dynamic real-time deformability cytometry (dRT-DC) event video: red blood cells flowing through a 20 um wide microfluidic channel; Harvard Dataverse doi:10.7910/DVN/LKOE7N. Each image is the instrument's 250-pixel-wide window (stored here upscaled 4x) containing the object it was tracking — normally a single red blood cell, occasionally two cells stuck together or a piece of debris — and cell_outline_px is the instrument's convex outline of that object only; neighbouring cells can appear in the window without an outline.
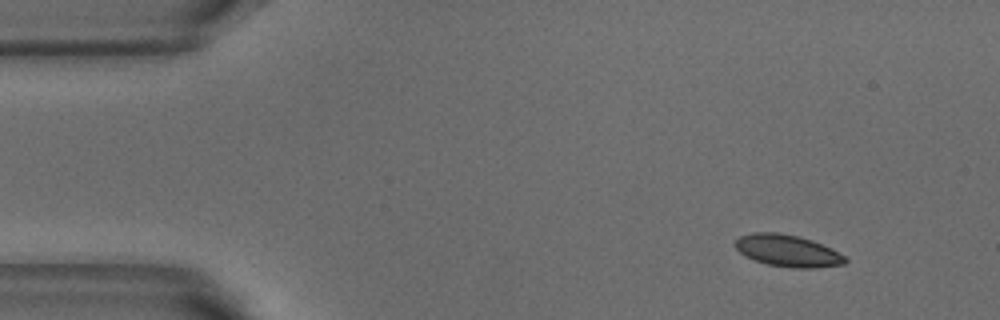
{"species": "common noctule bat (a hibernating species)", "species_latin": "Nyctalus noctula", "temperature_condition": "warm", "stored_images_in_passage": 4, "camera_frame_rate_fps": 3000, "um_per_image_px": 0.085, "animal": {"sex": "male", "body_mass_g": 18.8}, "frame": {"image": 1, "passage_image": 1, "time_ms": 0.0, "image_size_px": [1000, 320], "cell_outline_px": [[848, 260], [844, 264], [816, 268], [792, 268], [768, 264], [744, 256], [732, 244], [740, 236], [752, 232], [776, 232], [796, 236], [812, 240], [832, 248], [844, 256]], "centroid_in_image_um": [66.94, 21.31], "position_along_channel_um": 18.1, "area_um2": 20.46}}
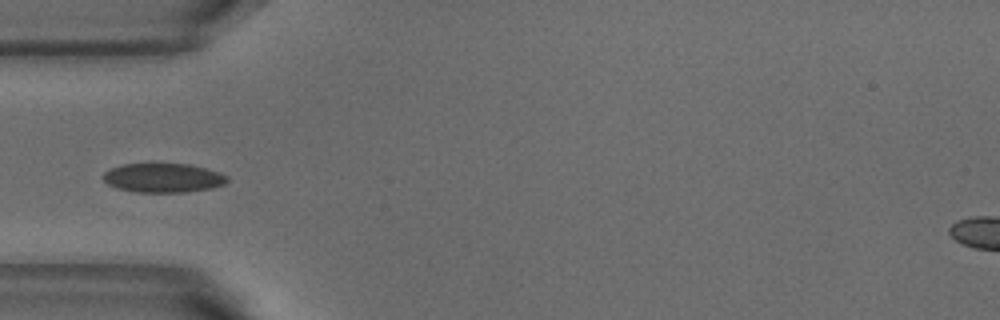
{"frame": {"image": 2, "passage_image": 4, "time_ms": 1.0, "image_size_px": [1000, 320], "cell_outline_px": [[228, 180], [224, 184], [212, 188], [184, 192], [136, 192], [116, 188], [108, 184], [104, 180], [104, 172], [120, 164], [188, 164], [220, 172], [228, 176]], "centroid_in_image_um": [13.87, 15.12], "position_along_channel_um": 71.1, "area_um2": 20.98}}